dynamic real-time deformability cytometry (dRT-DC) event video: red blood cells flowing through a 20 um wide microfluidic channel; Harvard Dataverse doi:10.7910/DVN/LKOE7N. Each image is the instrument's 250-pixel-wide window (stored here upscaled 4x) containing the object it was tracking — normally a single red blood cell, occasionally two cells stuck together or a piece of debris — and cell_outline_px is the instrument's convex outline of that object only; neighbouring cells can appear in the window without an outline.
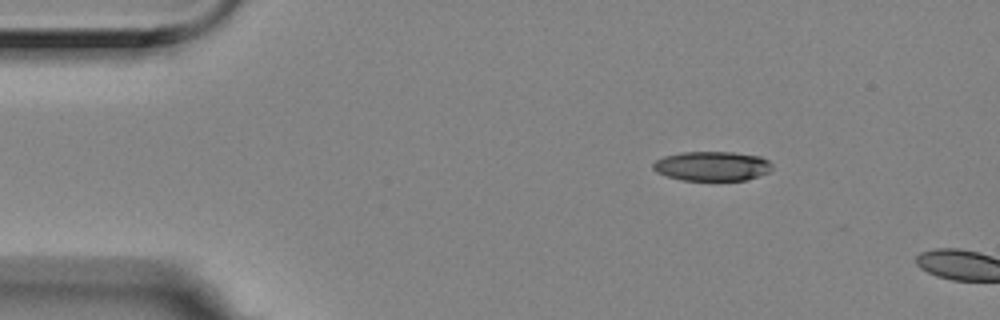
{"species": "Egyptian fruit bat (a non-hibernating species)", "species_latin": "Rousettus aegyptiacus", "temperature_condition": "room temperature", "stored_images_in_passage": 2, "camera_frame_rate_fps": 3000, "um_per_image_px": 0.085, "animal": {"sex": "female"}, "frame": {"image": 1, "passage_image": 1, "time_ms": 0.0, "image_size_px": [1000, 320], "cell_outline_px": [[772, 168], [768, 172], [748, 180], [680, 180], [656, 172], [652, 168], [652, 164], [656, 160], [664, 156], [680, 152], [732, 152], [760, 156], [768, 160], [772, 164]], "centroid_in_image_um": [60.52, 14.11], "position_along_channel_um": 24.5, "area_um2": 20.52}}